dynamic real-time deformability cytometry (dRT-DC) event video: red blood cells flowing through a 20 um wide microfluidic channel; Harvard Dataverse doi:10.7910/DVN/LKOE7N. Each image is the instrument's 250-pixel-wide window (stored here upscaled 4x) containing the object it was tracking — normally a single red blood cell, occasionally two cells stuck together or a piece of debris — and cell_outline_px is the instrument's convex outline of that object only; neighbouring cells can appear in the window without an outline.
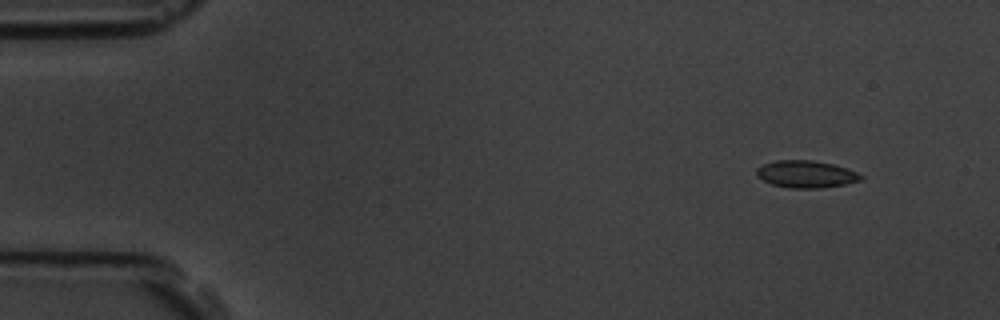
{"species": "common noctule bat (a hibernating species)", "species_latin": "Nyctalus noctula", "temperature_condition": "room temperature", "stored_images_in_passage": 4, "camera_frame_rate_fps": 3000, "um_per_image_px": 0.085, "animal": {"sex": "male", "body_mass_g": 19.5, "forearm_length_mm": 54.6}, "frame": {"image": 1, "passage_image": 1, "time_ms": 0.0, "image_size_px": [1000, 320], "cell_outline_px": [[864, 176], [860, 180], [844, 184], [820, 188], [788, 188], [772, 184], [756, 176], [756, 168], [764, 164], [776, 160], [812, 160], [832, 164], [856, 172]], "centroid_in_image_um": [68.47, 14.8], "position_along_channel_um": 16.5, "area_um2": 16.36}}
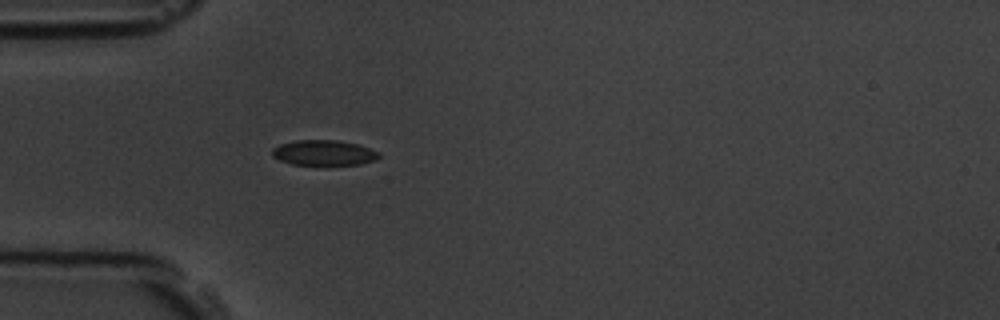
{"frame": {"image": 2, "passage_image": 4, "time_ms": 3.667, "image_size_px": [1000, 320], "cell_outline_px": [[380, 156], [376, 160], [360, 164], [292, 164], [280, 160], [272, 156], [272, 148], [280, 144], [296, 140], [336, 140], [356, 144], [380, 152]], "centroid_in_image_um": [27.52, 12.98], "position_along_channel_um": 57.5, "area_um2": 15.55}}